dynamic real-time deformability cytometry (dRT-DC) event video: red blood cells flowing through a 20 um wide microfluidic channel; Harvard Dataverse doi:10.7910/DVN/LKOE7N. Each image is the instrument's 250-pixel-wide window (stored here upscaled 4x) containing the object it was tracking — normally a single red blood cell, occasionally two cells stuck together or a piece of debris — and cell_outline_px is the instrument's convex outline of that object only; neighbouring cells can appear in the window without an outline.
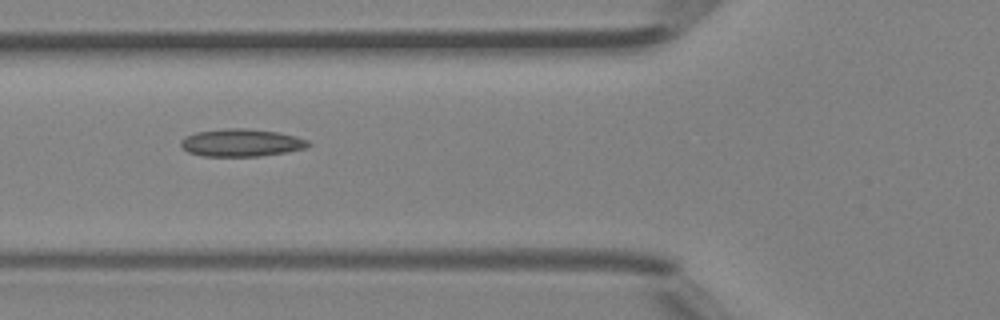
{"species": "Egyptian fruit bat (a non-hibernating species)", "species_latin": "Rousettus aegyptiacus", "temperature_condition": "room temperature", "stored_images_in_passage": 5, "camera_frame_rate_fps": 3000, "um_per_image_px": 0.085, "animal": {"sex": "female"}, "frame": {"image": 1, "passage_image": 4, "time_ms": 1.0, "image_size_px": [1000, 320], "cell_outline_px": [[312, 144], [308, 148], [288, 152], [260, 156], [204, 156], [188, 152], [180, 144], [180, 140], [184, 136], [196, 132], [228, 128], [244, 128], [280, 132], [296, 136], [308, 140]], "centroid_in_image_um": [20.55, 12.13], "position_along_channel_um": 105.2, "area_um2": 20.69}}
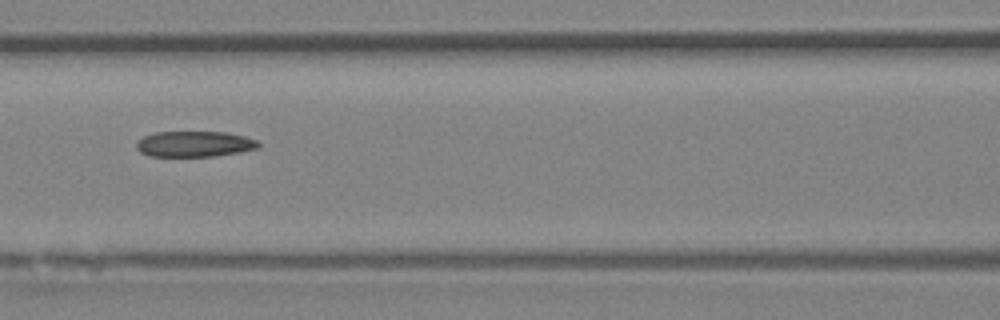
{"frame": {"image": 2, "passage_image": 5, "time_ms": 1.333, "image_size_px": [1000, 320], "cell_outline_px": [[260, 144], [256, 148], [240, 152], [212, 156], [148, 156], [140, 152], [136, 148], [136, 144], [144, 136], [156, 132], [224, 132], [244, 136], [260, 140]], "centroid_in_image_um": [16.54, 12.24], "position_along_channel_um": 150.1, "area_um2": 18.21}}